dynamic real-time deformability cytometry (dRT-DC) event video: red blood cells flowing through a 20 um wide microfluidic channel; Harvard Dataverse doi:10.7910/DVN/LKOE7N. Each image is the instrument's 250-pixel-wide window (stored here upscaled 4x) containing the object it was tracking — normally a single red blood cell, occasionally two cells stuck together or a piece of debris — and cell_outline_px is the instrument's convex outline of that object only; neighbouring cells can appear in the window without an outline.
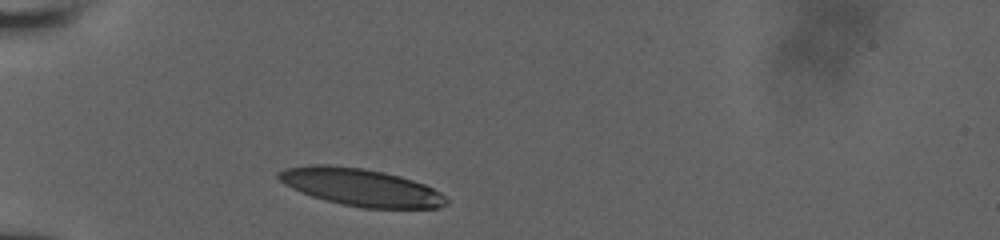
{"species": "human", "species_latin": "Homo sapiens", "temperature_condition": "room temperature", "stored_images_in_passage": 30, "camera_frame_rate_fps": 3000, "um_per_image_px": 0.085, "donor": {"sex": "male"}, "frame": {"image": 1, "passage_image": 1, "time_ms": 0.0, "image_size_px": [1000, 240], "cell_outline_px": [[448, 204], [440, 208], [364, 208], [324, 200], [300, 192], [284, 184], [276, 176], [276, 172], [284, 168], [308, 164], [328, 164], [364, 168], [384, 172], [400, 176], [424, 184], [440, 192], [448, 200]], "centroid_in_image_um": [30.64, 15.9], "position_along_channel_um": 54.4, "area_um2": 36.76}}
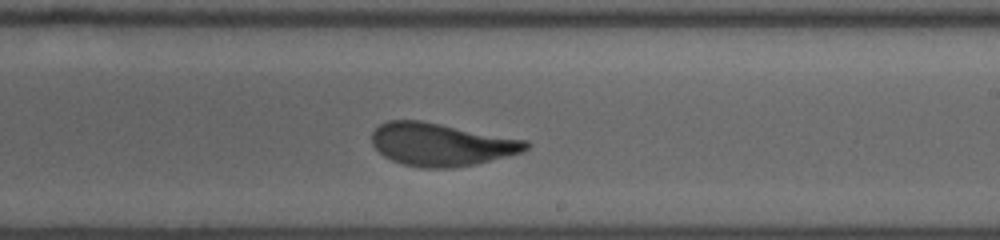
{"frame": {"image": 2, "passage_image": 18, "time_ms": 5.667, "image_size_px": [1000, 240], "cell_outline_px": [[532, 144], [528, 148], [520, 152], [476, 164], [452, 168], [420, 168], [404, 164], [392, 160], [384, 156], [372, 144], [372, 132], [380, 124], [388, 120], [420, 120], [528, 140]], "centroid_in_image_um": [37.5, 12.27], "position_along_channel_um": 251.5, "area_um2": 38.38}}
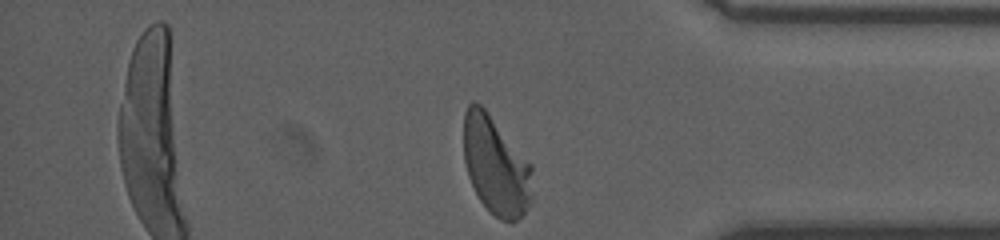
{"frame": {"image": 3, "passage_image": 30, "time_ms": 9.667, "image_size_px": [1000, 240], "cell_outline_px": [[532, 196], [524, 216], [512, 224], [500, 220], [480, 200], [468, 176], [464, 160], [464, 112], [468, 104], [472, 100], [476, 100], [484, 108], [532, 164]], "centroid_in_image_um": [42.16, 14.09], "position_along_channel_um": 393.0, "area_um2": 39.59}, "authors_computed_cell_mechanics": {"area_um2": 38.726, "velocity_mm_per_s": 3.8679, "shape_relaxation_time_tau1_ms": 4.1461, "shape_relaxation_time_tau2_ms": 0.947, "deformation_change_tau1": 0.2023, "deformation_change_tau2": 0.0799}}